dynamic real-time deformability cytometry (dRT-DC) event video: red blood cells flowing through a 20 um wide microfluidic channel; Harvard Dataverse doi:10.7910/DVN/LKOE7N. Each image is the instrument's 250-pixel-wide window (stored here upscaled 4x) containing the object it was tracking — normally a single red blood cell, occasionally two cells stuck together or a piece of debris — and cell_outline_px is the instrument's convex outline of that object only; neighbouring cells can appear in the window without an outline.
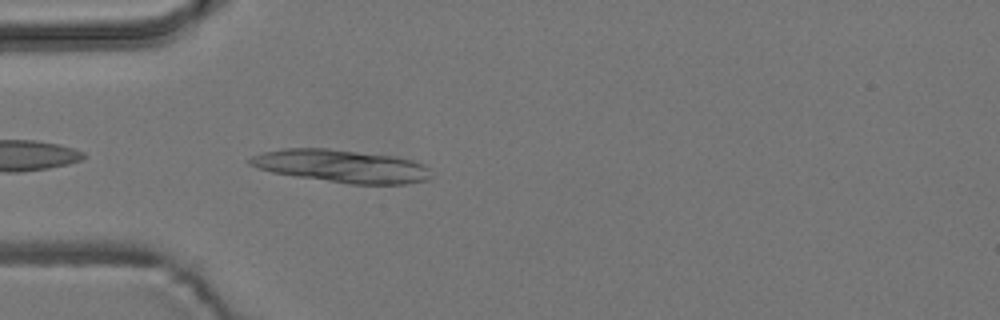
{"species": "common noctule bat (a hibernating species)", "species_latin": "Nyctalus noctula", "temperature_condition": "room temperature", "stored_images_in_passage": 3, "camera_frame_rate_fps": 3000, "um_per_image_px": 0.085, "animal": {"sex": "male", "body_mass_g": 19.2, "forearm_length_mm": 51.8}, "frame": {"image": 1, "passage_image": 3, "time_ms": 3.333, "image_size_px": [1000, 320], "cell_outline_px": [[432, 176], [428, 180], [408, 184], [352, 184], [296, 176], [272, 172], [248, 164], [248, 160], [252, 156], [264, 152], [284, 148], [328, 148], [396, 156], [412, 160], [424, 164], [428, 168]], "centroid_in_image_um": [29.08, 14.11], "position_along_channel_um": 55.9, "area_um2": 34.62}}